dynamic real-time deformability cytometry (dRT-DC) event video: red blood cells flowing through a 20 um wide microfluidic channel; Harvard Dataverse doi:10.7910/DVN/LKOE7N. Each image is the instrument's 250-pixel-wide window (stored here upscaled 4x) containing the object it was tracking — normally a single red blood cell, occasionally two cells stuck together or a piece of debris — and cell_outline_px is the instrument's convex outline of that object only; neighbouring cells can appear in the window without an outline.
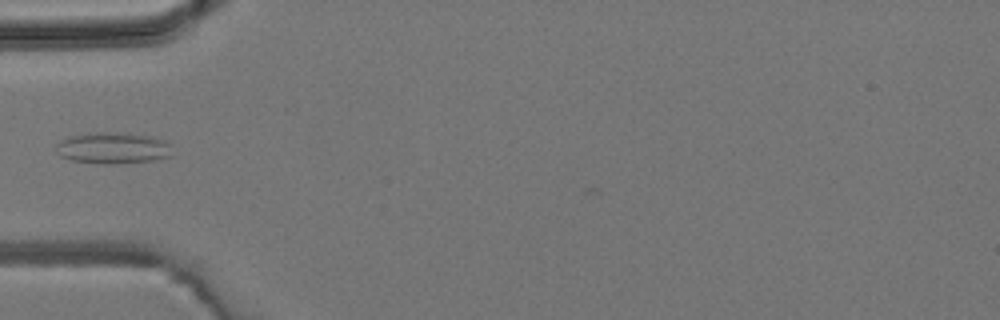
{"species": "common noctule bat (a hibernating species)", "species_latin": "Nyctalus noctula", "temperature_condition": "room temperature", "stored_images_in_passage": 2, "camera_frame_rate_fps": 3000, "um_per_image_px": 0.085, "animal": {"sex": "male", "body_mass_g": 19.2, "forearm_length_mm": 51.8}, "frame": {"image": 1, "passage_image": 2, "time_ms": 1.333, "image_size_px": [1000, 320], "cell_outline_px": [[172, 156], [152, 160], [120, 164], [100, 164], [72, 160], [60, 156], [56, 152], [56, 144], [60, 140], [72, 136], [96, 132], [104, 132], [152, 136], [164, 140], [172, 144]], "centroid_in_image_um": [9.62, 12.6], "position_along_channel_um": 75.4, "area_um2": 21.33}}